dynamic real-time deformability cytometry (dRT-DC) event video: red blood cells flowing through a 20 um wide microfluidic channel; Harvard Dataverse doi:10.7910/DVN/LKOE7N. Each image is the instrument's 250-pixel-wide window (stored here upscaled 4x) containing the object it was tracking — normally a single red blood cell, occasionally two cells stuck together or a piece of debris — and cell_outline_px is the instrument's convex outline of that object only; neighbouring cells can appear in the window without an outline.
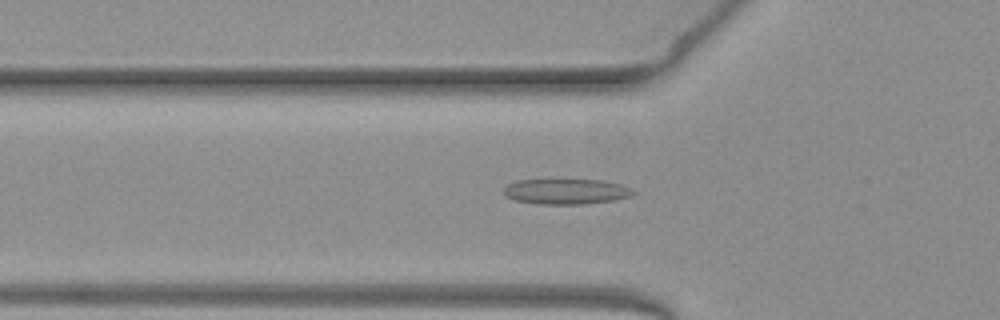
{"species": "common noctule bat (a hibernating species)", "species_latin": "Nyctalus noctula", "temperature_condition": "warm", "stored_images_in_passage": 39, "camera_frame_rate_fps": 3000, "um_per_image_px": 0.085, "animal": {"sex": "female", "body_mass_g": 19.3, "forearm_length_mm": 54.1}, "frame": {"image": 1, "passage_image": 5, "time_ms": 1.333, "image_size_px": [1000, 320], "cell_outline_px": [[636, 192], [632, 196], [612, 200], [584, 204], [540, 204], [516, 200], [508, 196], [504, 192], [504, 188], [508, 184], [516, 180], [600, 180], [620, 184]], "centroid_in_image_um": [48.12, 16.28], "position_along_channel_um": 77.7, "area_um2": 18.84}}
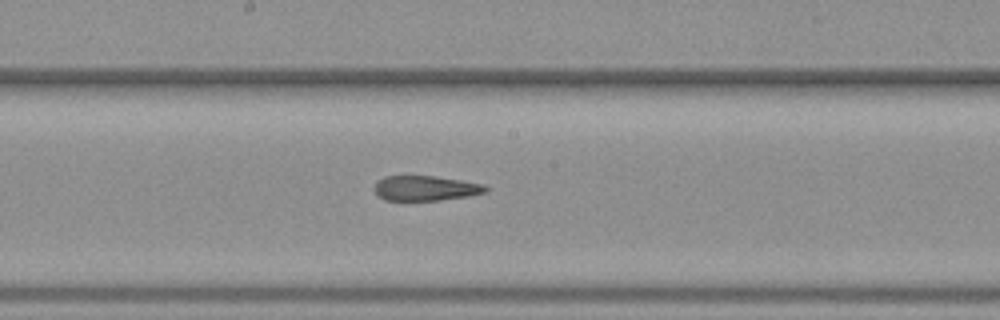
{"frame": {"image": 2, "passage_image": 15, "time_ms": 4.667, "image_size_px": [1000, 320], "cell_outline_px": [[488, 192], [468, 196], [440, 200], [384, 200], [376, 192], [376, 184], [384, 176], [436, 176], [484, 184], [488, 188]], "centroid_in_image_um": [36.23, 16.0], "position_along_channel_um": 212.0, "area_um2": 16.01}}
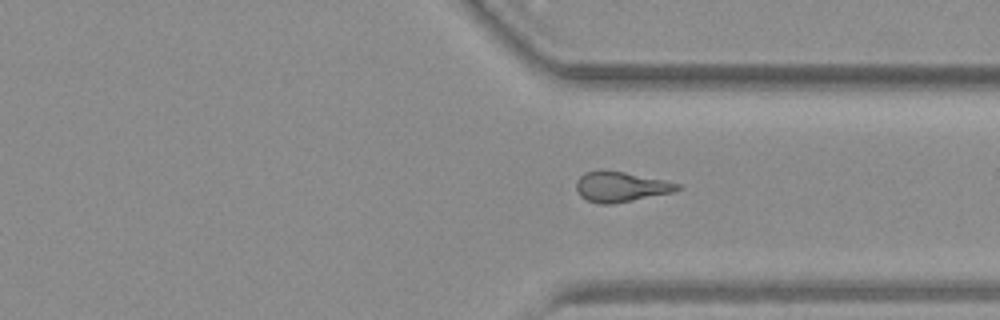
{"frame": {"image": 3, "passage_image": 26, "time_ms": 8.333, "image_size_px": [1000, 320], "cell_outline_px": [[684, 188], [672, 192], [612, 204], [600, 204], [588, 200], [580, 196], [576, 192], [576, 180], [584, 172], [600, 168], [624, 172], [680, 184]], "centroid_in_image_um": [52.7, 15.85], "position_along_channel_um": 358.7, "area_um2": 17.86}, "authors_computed_cell_mechanics": {"area_um2": 17.5712, "velocity_mm_per_s": 4.0083, "shape_relaxation_time_tau1_ms": null, "shape_relaxation_time_tau2_ms": 3.7251, "deformation_change_tau1": null, "deformation_change_tau2": 0.1288}}